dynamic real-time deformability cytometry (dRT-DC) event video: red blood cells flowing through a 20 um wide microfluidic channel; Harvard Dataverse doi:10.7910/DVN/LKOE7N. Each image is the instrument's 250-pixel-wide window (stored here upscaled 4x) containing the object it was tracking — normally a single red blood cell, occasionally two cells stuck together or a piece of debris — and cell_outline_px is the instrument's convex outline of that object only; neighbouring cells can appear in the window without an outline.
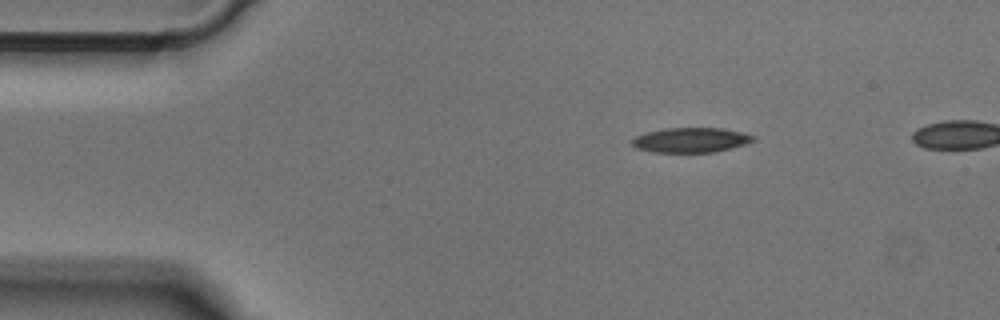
{"species": "Egyptian fruit bat (a non-hibernating species)", "species_latin": "Rousettus aegyptiacus", "temperature_condition": "cold", "stored_images_in_passage": 39, "camera_frame_rate_fps": 3000, "um_per_image_px": 0.085, "animal": {"sex": "male"}, "frame": {"image": 1, "passage_image": 1, "time_ms": 0.0, "image_size_px": [1000, 320], "cell_outline_px": [[756, 140], [744, 144], [716, 152], [652, 152], [636, 148], [632, 144], [632, 140], [636, 136], [648, 132], [664, 128], [720, 128], [740, 132], [756, 136]], "centroid_in_image_um": [58.72, 11.9], "position_along_channel_um": 26.3, "area_um2": 17.4}}
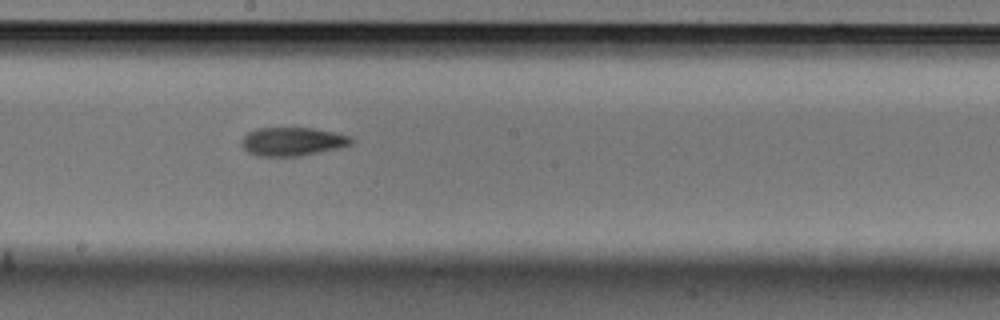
{"frame": {"image": 2, "passage_image": 20, "time_ms": 6.333, "image_size_px": [1000, 320], "cell_outline_px": [[356, 140], [352, 144], [340, 148], [300, 156], [256, 156], [248, 152], [240, 144], [240, 140], [248, 132], [256, 128], [312, 128], [352, 136]], "centroid_in_image_um": [24.87, 12.03], "position_along_channel_um": 223.3, "area_um2": 18.44}}
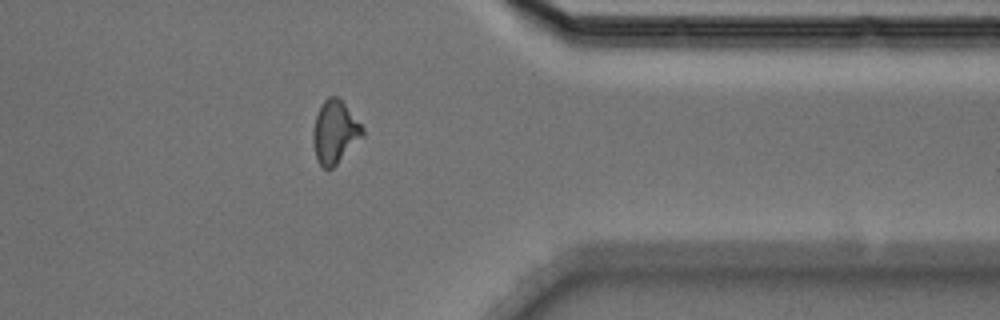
{"frame": {"image": 3, "passage_image": 33, "time_ms": 10.667, "image_size_px": [1000, 320], "cell_outline_px": [[364, 136], [332, 168], [324, 168], [316, 160], [312, 140], [312, 132], [316, 116], [324, 100], [328, 96], [336, 96], [344, 104], [364, 128]], "centroid_in_image_um": [28.45, 11.24], "position_along_channel_um": 382.9, "area_um2": 17.92}}